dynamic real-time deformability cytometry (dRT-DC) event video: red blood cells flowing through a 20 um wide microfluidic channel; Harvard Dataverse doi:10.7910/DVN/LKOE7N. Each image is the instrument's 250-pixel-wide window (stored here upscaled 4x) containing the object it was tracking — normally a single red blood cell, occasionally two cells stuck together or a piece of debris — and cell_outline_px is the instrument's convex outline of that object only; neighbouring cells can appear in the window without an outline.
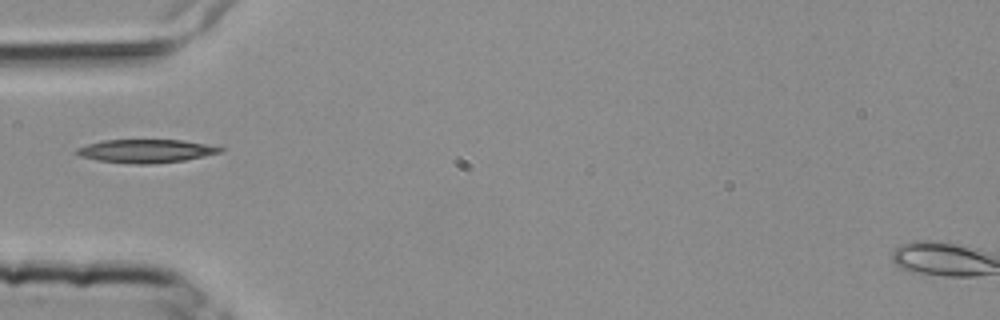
{"species": "common noctule bat (a hibernating species)", "species_latin": "Nyctalus noctula", "temperature_condition": "room temperature", "stored_images_in_passage": 5, "camera_frame_rate_fps": 3000, "um_per_image_px": 0.085, "animal": {"sex": "female", "body_mass_g": 25.1}, "frame": {"image": 1, "passage_image": 5, "time_ms": 1.333, "image_size_px": [1000, 320], "cell_outline_px": [[224, 148], [220, 152], [204, 156], [184, 160], [148, 164], [132, 164], [100, 160], [80, 156], [76, 152], [76, 148], [100, 140], [184, 140]], "centroid_in_image_um": [12.38, 12.83], "position_along_channel_um": 72.6, "area_um2": 19.25}}